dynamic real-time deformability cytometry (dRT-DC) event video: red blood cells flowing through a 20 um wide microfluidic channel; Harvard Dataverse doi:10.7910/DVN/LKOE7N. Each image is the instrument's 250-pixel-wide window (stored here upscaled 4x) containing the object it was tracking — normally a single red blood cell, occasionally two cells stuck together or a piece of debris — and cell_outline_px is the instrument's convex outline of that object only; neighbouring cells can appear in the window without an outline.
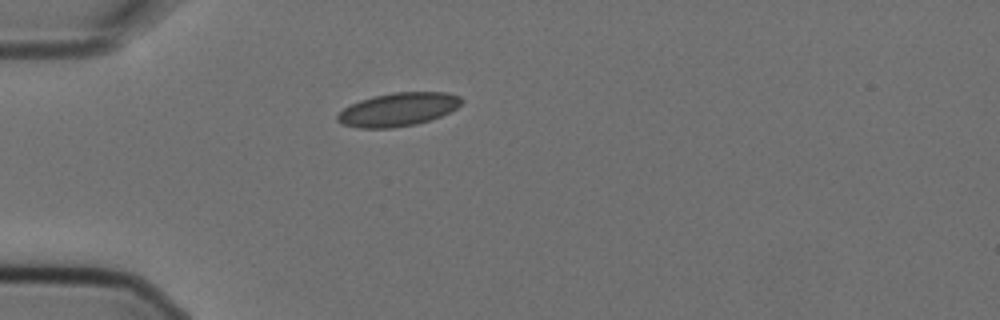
{"species": "Egyptian fruit bat (a non-hibernating species)", "species_latin": "Rousettus aegyptiacus", "temperature_condition": "cold", "stored_images_in_passage": 1, "camera_frame_rate_fps": 3000, "um_per_image_px": 0.085, "animal": {"sex": "female"}, "frame": {"image": 1, "passage_image": 1, "time_ms": 0.0, "image_size_px": [1000, 320], "cell_outline_px": [[464, 100], [456, 108], [432, 120], [416, 124], [392, 128], [356, 128], [340, 124], [336, 120], [336, 116], [344, 108], [360, 100], [372, 96], [392, 92], [448, 92], [460, 96]], "centroid_in_image_um": [33.83, 9.3], "position_along_channel_um": 51.2, "area_um2": 24.33}}